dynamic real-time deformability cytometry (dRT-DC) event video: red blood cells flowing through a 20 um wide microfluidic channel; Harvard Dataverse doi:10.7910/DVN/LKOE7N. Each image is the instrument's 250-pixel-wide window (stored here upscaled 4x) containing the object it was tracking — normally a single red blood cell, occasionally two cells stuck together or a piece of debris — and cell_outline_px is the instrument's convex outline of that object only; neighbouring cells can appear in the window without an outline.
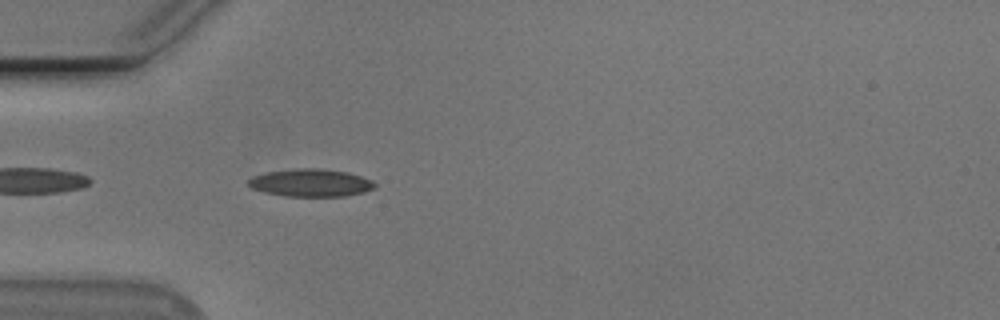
{"species": "Egyptian fruit bat (a non-hibernating species)", "species_latin": "Rousettus aegyptiacus", "temperature_condition": "cold", "stored_images_in_passage": 40, "camera_frame_rate_fps": 3000, "um_per_image_px": 0.085, "animal": {"sex": "male"}, "frame": {"image": 1, "passage_image": 3, "time_ms": 0.667, "image_size_px": [1000, 320], "cell_outline_px": [[376, 184], [372, 188], [364, 192], [344, 196], [284, 196], [264, 192], [252, 188], [248, 184], [248, 180], [252, 176], [268, 172], [296, 168], [320, 168], [348, 172], [372, 180]], "centroid_in_image_um": [26.4, 15.53], "position_along_channel_um": 58.6, "area_um2": 20.29}}
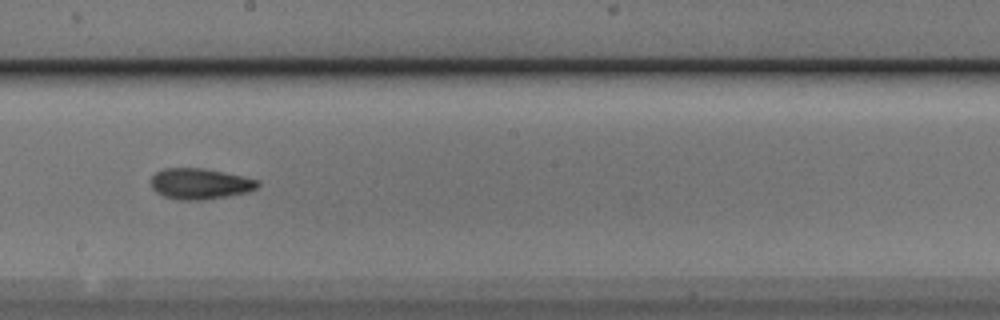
{"frame": {"image": 2, "passage_image": 17, "time_ms": 5.333, "image_size_px": [1000, 320], "cell_outline_px": [[260, 184], [256, 188], [248, 192], [228, 196], [204, 200], [176, 200], [164, 196], [156, 192], [152, 188], [152, 176], [156, 172], [164, 168], [204, 168], [244, 176], [260, 180]], "centroid_in_image_um": [17.02, 15.62], "position_along_channel_um": 231.2, "area_um2": 19.36}}
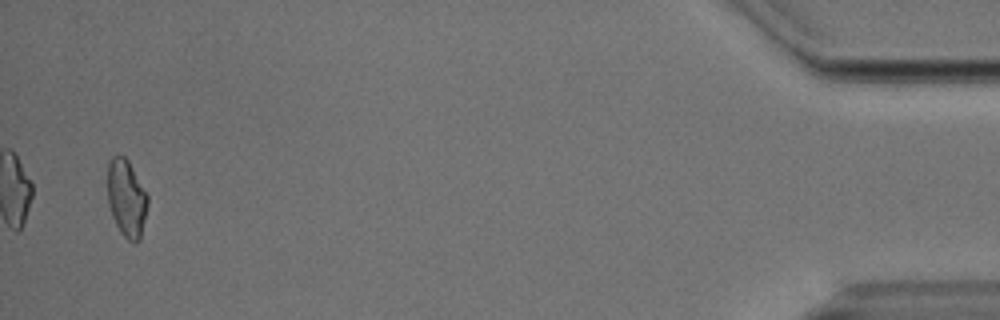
{"frame": {"image": 3, "passage_image": 39, "time_ms": 12.667, "image_size_px": [1000, 320], "cell_outline_px": [[148, 204], [140, 240], [136, 244], [128, 240], [120, 232], [112, 216], [108, 200], [108, 164], [112, 156], [124, 156], [128, 160], [148, 196]], "centroid_in_image_um": [10.76, 16.88], "position_along_channel_um": 424.4, "area_um2": 17.98}, "authors_computed_cell_mechanics": {"area_um2": 18.5249, "velocity_mm_per_s": 3.8009, "shape_relaxation_time_tau1_ms": 4.3302, "shape_relaxation_time_tau2_ms": 2.9475, "deformation_change_tau1": 0.1556, "deformation_change_tau2": 0.1024}}